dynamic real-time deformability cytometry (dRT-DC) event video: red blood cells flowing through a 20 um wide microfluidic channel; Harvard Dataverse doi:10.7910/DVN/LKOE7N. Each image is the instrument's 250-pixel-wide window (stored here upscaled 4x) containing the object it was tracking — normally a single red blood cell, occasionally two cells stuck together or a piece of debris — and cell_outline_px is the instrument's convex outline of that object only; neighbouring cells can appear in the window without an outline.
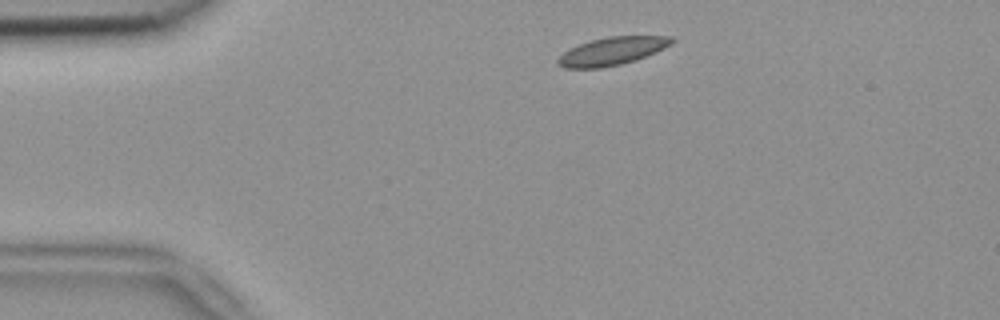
{"species": "common noctule bat (a hibernating species)", "species_latin": "Nyctalus noctula", "temperature_condition": "room temperature", "stored_images_in_passage": 2, "camera_frame_rate_fps": 3000, "um_per_image_px": 0.085, "animal": {"sex": "female", "body_mass_g": 18.4}, "frame": {"image": 1, "passage_image": 1, "time_ms": 0.0, "image_size_px": [1000, 320], "cell_outline_px": [[676, 40], [672, 44], [656, 52], [636, 60], [620, 64], [600, 68], [564, 68], [556, 64], [556, 60], [568, 48], [592, 40], [608, 36], [672, 36]], "centroid_in_image_um": [52.03, 4.34], "position_along_channel_um": 33.0, "area_um2": 18.61}}